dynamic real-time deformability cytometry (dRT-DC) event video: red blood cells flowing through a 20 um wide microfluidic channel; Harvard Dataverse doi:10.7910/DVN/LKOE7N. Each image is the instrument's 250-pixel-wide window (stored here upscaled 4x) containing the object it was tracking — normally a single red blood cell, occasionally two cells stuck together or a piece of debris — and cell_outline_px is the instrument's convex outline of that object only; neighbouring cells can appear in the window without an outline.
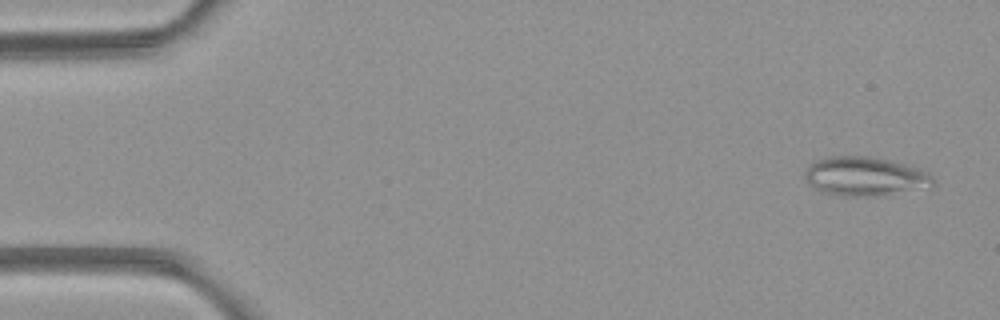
{"species": "common noctule bat (a hibernating species)", "species_latin": "Nyctalus noctula", "temperature_condition": "room temperature", "stored_images_in_passage": 5, "camera_frame_rate_fps": 3000, "um_per_image_px": 0.085, "animal": {"sex": "female", "body_mass_g": 21.9}, "frame": {"image": 1, "passage_image": 1, "time_ms": 0.0, "image_size_px": [1000, 320], "cell_outline_px": [[936, 184], [932, 188], [884, 196], [840, 196], [820, 192], [812, 188], [808, 184], [804, 176], [804, 172], [816, 160], [828, 156], [868, 156], [888, 160], [920, 168], [928, 172], [932, 176]], "centroid_in_image_um": [73.57, 15.02], "position_along_channel_um": 11.4, "area_um2": 29.88}}